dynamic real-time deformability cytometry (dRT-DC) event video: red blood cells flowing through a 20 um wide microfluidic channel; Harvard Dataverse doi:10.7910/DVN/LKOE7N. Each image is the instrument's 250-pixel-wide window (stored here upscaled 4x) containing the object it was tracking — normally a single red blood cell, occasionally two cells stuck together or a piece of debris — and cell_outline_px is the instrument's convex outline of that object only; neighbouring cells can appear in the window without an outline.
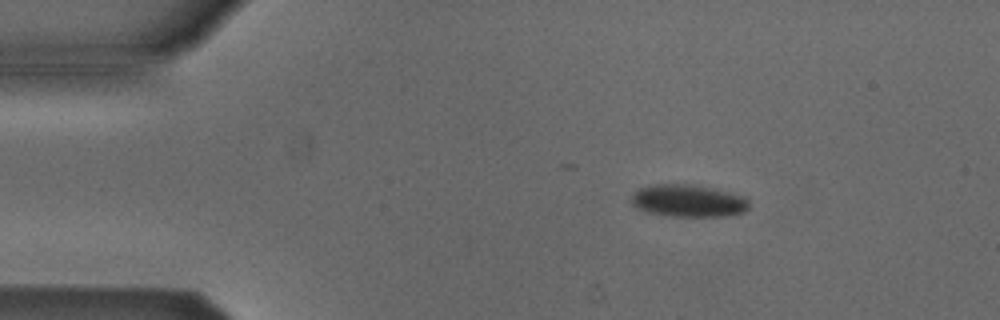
{"species": "Egyptian fruit bat (a non-hibernating species)", "species_latin": "Rousettus aegyptiacus", "temperature_condition": "cold", "stored_images_in_passage": 3, "camera_frame_rate_fps": 3000, "um_per_image_px": 0.085, "animal": {"sex": "male"}, "frame": {"image": 1, "passage_image": 1, "time_ms": 0.0, "image_size_px": [1000, 320], "cell_outline_px": [[748, 208], [744, 212], [728, 216], [668, 216], [648, 212], [636, 208], [632, 204], [632, 196], [640, 188], [652, 184], [688, 184], [728, 192], [744, 196], [748, 200]], "centroid_in_image_um": [58.49, 17.08], "position_along_channel_um": 26.5, "area_um2": 21.96}}
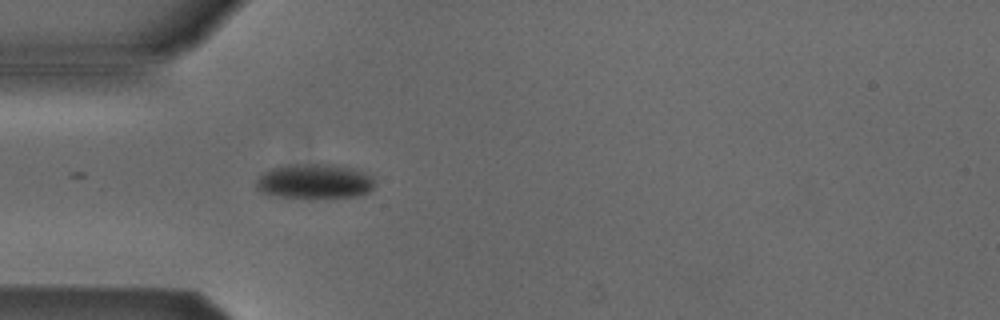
{"frame": {"image": 2, "passage_image": 3, "time_ms": 2.333, "image_size_px": [1000, 320], "cell_outline_px": [[376, 184], [368, 192], [356, 196], [280, 196], [264, 192], [256, 184], [256, 180], [264, 172], [272, 168], [288, 164], [332, 164], [352, 168], [364, 172], [372, 176]], "centroid_in_image_um": [26.79, 15.37], "position_along_channel_um": 58.2, "area_um2": 23.29}}